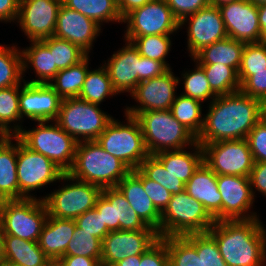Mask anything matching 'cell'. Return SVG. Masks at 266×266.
<instances>
[{"instance_id":"obj_57","label":"cell","mask_w":266,"mask_h":266,"mask_svg":"<svg viewBox=\"0 0 266 266\" xmlns=\"http://www.w3.org/2000/svg\"><path fill=\"white\" fill-rule=\"evenodd\" d=\"M113 266H135V256L127 257Z\"/></svg>"},{"instance_id":"obj_9","label":"cell","mask_w":266,"mask_h":266,"mask_svg":"<svg viewBox=\"0 0 266 266\" xmlns=\"http://www.w3.org/2000/svg\"><path fill=\"white\" fill-rule=\"evenodd\" d=\"M60 180L69 184L66 183L65 186L63 184L62 188L55 189L44 197H38L43 199L48 216L76 219L86 211L95 208L102 191L100 187L77 180L68 173H64Z\"/></svg>"},{"instance_id":"obj_33","label":"cell","mask_w":266,"mask_h":266,"mask_svg":"<svg viewBox=\"0 0 266 266\" xmlns=\"http://www.w3.org/2000/svg\"><path fill=\"white\" fill-rule=\"evenodd\" d=\"M62 4L94 20L100 26L103 22H123L117 0H62Z\"/></svg>"},{"instance_id":"obj_18","label":"cell","mask_w":266,"mask_h":266,"mask_svg":"<svg viewBox=\"0 0 266 266\" xmlns=\"http://www.w3.org/2000/svg\"><path fill=\"white\" fill-rule=\"evenodd\" d=\"M62 0H20L16 22L29 40L54 35Z\"/></svg>"},{"instance_id":"obj_43","label":"cell","mask_w":266,"mask_h":266,"mask_svg":"<svg viewBox=\"0 0 266 266\" xmlns=\"http://www.w3.org/2000/svg\"><path fill=\"white\" fill-rule=\"evenodd\" d=\"M193 70L182 73L184 92L181 94L194 98L202 103L210 100L211 103L217 95L211 90L204 70L196 63Z\"/></svg>"},{"instance_id":"obj_46","label":"cell","mask_w":266,"mask_h":266,"mask_svg":"<svg viewBox=\"0 0 266 266\" xmlns=\"http://www.w3.org/2000/svg\"><path fill=\"white\" fill-rule=\"evenodd\" d=\"M141 181L147 196L156 209L162 213L167 207L172 194L154 180L148 179L139 169L131 170Z\"/></svg>"},{"instance_id":"obj_45","label":"cell","mask_w":266,"mask_h":266,"mask_svg":"<svg viewBox=\"0 0 266 266\" xmlns=\"http://www.w3.org/2000/svg\"><path fill=\"white\" fill-rule=\"evenodd\" d=\"M64 256L101 258L102 241L75 225L74 233L69 241Z\"/></svg>"},{"instance_id":"obj_58","label":"cell","mask_w":266,"mask_h":266,"mask_svg":"<svg viewBox=\"0 0 266 266\" xmlns=\"http://www.w3.org/2000/svg\"><path fill=\"white\" fill-rule=\"evenodd\" d=\"M4 238H5V232H4L2 222L0 220V261L2 260V257H3Z\"/></svg>"},{"instance_id":"obj_35","label":"cell","mask_w":266,"mask_h":266,"mask_svg":"<svg viewBox=\"0 0 266 266\" xmlns=\"http://www.w3.org/2000/svg\"><path fill=\"white\" fill-rule=\"evenodd\" d=\"M118 93L113 89L106 68L101 65L98 69L88 70L79 98L94 104H101L107 97Z\"/></svg>"},{"instance_id":"obj_4","label":"cell","mask_w":266,"mask_h":266,"mask_svg":"<svg viewBox=\"0 0 266 266\" xmlns=\"http://www.w3.org/2000/svg\"><path fill=\"white\" fill-rule=\"evenodd\" d=\"M131 171L119 158L105 151L96 140L77 143L76 154L68 174L101 189L116 187Z\"/></svg>"},{"instance_id":"obj_23","label":"cell","mask_w":266,"mask_h":266,"mask_svg":"<svg viewBox=\"0 0 266 266\" xmlns=\"http://www.w3.org/2000/svg\"><path fill=\"white\" fill-rule=\"evenodd\" d=\"M101 28L94 20L61 4L53 36L77 45L89 55Z\"/></svg>"},{"instance_id":"obj_47","label":"cell","mask_w":266,"mask_h":266,"mask_svg":"<svg viewBox=\"0 0 266 266\" xmlns=\"http://www.w3.org/2000/svg\"><path fill=\"white\" fill-rule=\"evenodd\" d=\"M254 162H266V121L262 118L246 137Z\"/></svg>"},{"instance_id":"obj_30","label":"cell","mask_w":266,"mask_h":266,"mask_svg":"<svg viewBox=\"0 0 266 266\" xmlns=\"http://www.w3.org/2000/svg\"><path fill=\"white\" fill-rule=\"evenodd\" d=\"M244 46V42L227 37L205 46L191 59L197 64H224L238 72Z\"/></svg>"},{"instance_id":"obj_61","label":"cell","mask_w":266,"mask_h":266,"mask_svg":"<svg viewBox=\"0 0 266 266\" xmlns=\"http://www.w3.org/2000/svg\"><path fill=\"white\" fill-rule=\"evenodd\" d=\"M45 266H63L59 259H50Z\"/></svg>"},{"instance_id":"obj_40","label":"cell","mask_w":266,"mask_h":266,"mask_svg":"<svg viewBox=\"0 0 266 266\" xmlns=\"http://www.w3.org/2000/svg\"><path fill=\"white\" fill-rule=\"evenodd\" d=\"M171 35H148L139 37H124L125 41L131 42L143 57L162 62L168 69L170 65L166 57L172 46Z\"/></svg>"},{"instance_id":"obj_15","label":"cell","mask_w":266,"mask_h":266,"mask_svg":"<svg viewBox=\"0 0 266 266\" xmlns=\"http://www.w3.org/2000/svg\"><path fill=\"white\" fill-rule=\"evenodd\" d=\"M217 186L221 194V221L259 217L256 212H250L255 199L249 177L217 175Z\"/></svg>"},{"instance_id":"obj_28","label":"cell","mask_w":266,"mask_h":266,"mask_svg":"<svg viewBox=\"0 0 266 266\" xmlns=\"http://www.w3.org/2000/svg\"><path fill=\"white\" fill-rule=\"evenodd\" d=\"M31 46L22 48V67L23 77L24 72L28 68L36 73L37 79L25 80L27 83H48L60 71L54 64L53 52H50L49 47L42 40H30ZM26 70V71H25Z\"/></svg>"},{"instance_id":"obj_64","label":"cell","mask_w":266,"mask_h":266,"mask_svg":"<svg viewBox=\"0 0 266 266\" xmlns=\"http://www.w3.org/2000/svg\"><path fill=\"white\" fill-rule=\"evenodd\" d=\"M0 266H17V265H14V264H11V263H8L4 260H1L0 261Z\"/></svg>"},{"instance_id":"obj_5","label":"cell","mask_w":266,"mask_h":266,"mask_svg":"<svg viewBox=\"0 0 266 266\" xmlns=\"http://www.w3.org/2000/svg\"><path fill=\"white\" fill-rule=\"evenodd\" d=\"M135 118L148 154L186 149V146L190 149L196 143V137L173 117L170 109L140 112Z\"/></svg>"},{"instance_id":"obj_55","label":"cell","mask_w":266,"mask_h":266,"mask_svg":"<svg viewBox=\"0 0 266 266\" xmlns=\"http://www.w3.org/2000/svg\"><path fill=\"white\" fill-rule=\"evenodd\" d=\"M118 10L122 18H124L132 10L142 7L153 0H117Z\"/></svg>"},{"instance_id":"obj_16","label":"cell","mask_w":266,"mask_h":266,"mask_svg":"<svg viewBox=\"0 0 266 266\" xmlns=\"http://www.w3.org/2000/svg\"><path fill=\"white\" fill-rule=\"evenodd\" d=\"M159 239L155 229L110 231L102 241L101 266H113L127 257L142 255Z\"/></svg>"},{"instance_id":"obj_65","label":"cell","mask_w":266,"mask_h":266,"mask_svg":"<svg viewBox=\"0 0 266 266\" xmlns=\"http://www.w3.org/2000/svg\"><path fill=\"white\" fill-rule=\"evenodd\" d=\"M263 119L266 121V102L263 103Z\"/></svg>"},{"instance_id":"obj_62","label":"cell","mask_w":266,"mask_h":266,"mask_svg":"<svg viewBox=\"0 0 266 266\" xmlns=\"http://www.w3.org/2000/svg\"><path fill=\"white\" fill-rule=\"evenodd\" d=\"M248 1H250L252 4H254L256 6H259V5L266 3V0H248Z\"/></svg>"},{"instance_id":"obj_52","label":"cell","mask_w":266,"mask_h":266,"mask_svg":"<svg viewBox=\"0 0 266 266\" xmlns=\"http://www.w3.org/2000/svg\"><path fill=\"white\" fill-rule=\"evenodd\" d=\"M168 70L162 62L141 56V81L159 77Z\"/></svg>"},{"instance_id":"obj_66","label":"cell","mask_w":266,"mask_h":266,"mask_svg":"<svg viewBox=\"0 0 266 266\" xmlns=\"http://www.w3.org/2000/svg\"><path fill=\"white\" fill-rule=\"evenodd\" d=\"M263 42L266 43V35L263 38Z\"/></svg>"},{"instance_id":"obj_11","label":"cell","mask_w":266,"mask_h":266,"mask_svg":"<svg viewBox=\"0 0 266 266\" xmlns=\"http://www.w3.org/2000/svg\"><path fill=\"white\" fill-rule=\"evenodd\" d=\"M65 172L46 156L31 151L17 138L19 199L34 198L31 192L61 181Z\"/></svg>"},{"instance_id":"obj_19","label":"cell","mask_w":266,"mask_h":266,"mask_svg":"<svg viewBox=\"0 0 266 266\" xmlns=\"http://www.w3.org/2000/svg\"><path fill=\"white\" fill-rule=\"evenodd\" d=\"M95 208L101 213L103 224L109 231L153 229L129 206V202L117 187L102 189Z\"/></svg>"},{"instance_id":"obj_24","label":"cell","mask_w":266,"mask_h":266,"mask_svg":"<svg viewBox=\"0 0 266 266\" xmlns=\"http://www.w3.org/2000/svg\"><path fill=\"white\" fill-rule=\"evenodd\" d=\"M185 191L201 202L215 221H221V194L217 175L204 162L185 184Z\"/></svg>"},{"instance_id":"obj_34","label":"cell","mask_w":266,"mask_h":266,"mask_svg":"<svg viewBox=\"0 0 266 266\" xmlns=\"http://www.w3.org/2000/svg\"><path fill=\"white\" fill-rule=\"evenodd\" d=\"M89 55L79 63L60 70L49 82V85L62 98L78 97L89 70Z\"/></svg>"},{"instance_id":"obj_36","label":"cell","mask_w":266,"mask_h":266,"mask_svg":"<svg viewBox=\"0 0 266 266\" xmlns=\"http://www.w3.org/2000/svg\"><path fill=\"white\" fill-rule=\"evenodd\" d=\"M201 101L189 98L183 94L176 96L171 112L186 129H188L196 138L203 127L204 115H202Z\"/></svg>"},{"instance_id":"obj_13","label":"cell","mask_w":266,"mask_h":266,"mask_svg":"<svg viewBox=\"0 0 266 266\" xmlns=\"http://www.w3.org/2000/svg\"><path fill=\"white\" fill-rule=\"evenodd\" d=\"M122 23H127L123 37L172 35L180 23L165 0H153L128 13Z\"/></svg>"},{"instance_id":"obj_10","label":"cell","mask_w":266,"mask_h":266,"mask_svg":"<svg viewBox=\"0 0 266 266\" xmlns=\"http://www.w3.org/2000/svg\"><path fill=\"white\" fill-rule=\"evenodd\" d=\"M48 217L43 199L34 198L6 200L1 212L5 235L38 242Z\"/></svg>"},{"instance_id":"obj_1","label":"cell","mask_w":266,"mask_h":266,"mask_svg":"<svg viewBox=\"0 0 266 266\" xmlns=\"http://www.w3.org/2000/svg\"><path fill=\"white\" fill-rule=\"evenodd\" d=\"M192 266H266V227L258 218L215 221L191 250Z\"/></svg>"},{"instance_id":"obj_42","label":"cell","mask_w":266,"mask_h":266,"mask_svg":"<svg viewBox=\"0 0 266 266\" xmlns=\"http://www.w3.org/2000/svg\"><path fill=\"white\" fill-rule=\"evenodd\" d=\"M53 52L54 64L59 70L66 69L82 61L88 54L77 45L55 36L42 39Z\"/></svg>"},{"instance_id":"obj_56","label":"cell","mask_w":266,"mask_h":266,"mask_svg":"<svg viewBox=\"0 0 266 266\" xmlns=\"http://www.w3.org/2000/svg\"><path fill=\"white\" fill-rule=\"evenodd\" d=\"M258 17H259V26L261 29L262 36L266 35V3L257 6Z\"/></svg>"},{"instance_id":"obj_38","label":"cell","mask_w":266,"mask_h":266,"mask_svg":"<svg viewBox=\"0 0 266 266\" xmlns=\"http://www.w3.org/2000/svg\"><path fill=\"white\" fill-rule=\"evenodd\" d=\"M19 94L20 84L0 89V125L12 136H16L23 129L20 124L22 119L19 111ZM10 123L15 124L11 126Z\"/></svg>"},{"instance_id":"obj_22","label":"cell","mask_w":266,"mask_h":266,"mask_svg":"<svg viewBox=\"0 0 266 266\" xmlns=\"http://www.w3.org/2000/svg\"><path fill=\"white\" fill-rule=\"evenodd\" d=\"M118 49L103 64L117 93H132L141 82V55L131 42Z\"/></svg>"},{"instance_id":"obj_59","label":"cell","mask_w":266,"mask_h":266,"mask_svg":"<svg viewBox=\"0 0 266 266\" xmlns=\"http://www.w3.org/2000/svg\"><path fill=\"white\" fill-rule=\"evenodd\" d=\"M236 1H239V0H209L210 5H213L216 7H220V6H223L225 4H229L232 2H236Z\"/></svg>"},{"instance_id":"obj_37","label":"cell","mask_w":266,"mask_h":266,"mask_svg":"<svg viewBox=\"0 0 266 266\" xmlns=\"http://www.w3.org/2000/svg\"><path fill=\"white\" fill-rule=\"evenodd\" d=\"M205 72L211 90L217 95H228L239 91L241 84L238 72L224 64H198Z\"/></svg>"},{"instance_id":"obj_2","label":"cell","mask_w":266,"mask_h":266,"mask_svg":"<svg viewBox=\"0 0 266 266\" xmlns=\"http://www.w3.org/2000/svg\"><path fill=\"white\" fill-rule=\"evenodd\" d=\"M203 119L196 138L201 146L225 140L246 139L252 128L263 118V103L241 90L217 96Z\"/></svg>"},{"instance_id":"obj_6","label":"cell","mask_w":266,"mask_h":266,"mask_svg":"<svg viewBox=\"0 0 266 266\" xmlns=\"http://www.w3.org/2000/svg\"><path fill=\"white\" fill-rule=\"evenodd\" d=\"M52 122L37 121L36 128L28 131L24 128L16 137L31 151L46 156L67 173L73 165L78 142L55 121Z\"/></svg>"},{"instance_id":"obj_31","label":"cell","mask_w":266,"mask_h":266,"mask_svg":"<svg viewBox=\"0 0 266 266\" xmlns=\"http://www.w3.org/2000/svg\"><path fill=\"white\" fill-rule=\"evenodd\" d=\"M2 260L17 266H45L50 258L41 250L38 242L5 235Z\"/></svg>"},{"instance_id":"obj_12","label":"cell","mask_w":266,"mask_h":266,"mask_svg":"<svg viewBox=\"0 0 266 266\" xmlns=\"http://www.w3.org/2000/svg\"><path fill=\"white\" fill-rule=\"evenodd\" d=\"M202 149L203 162L216 175L250 176L254 160L246 139L204 144Z\"/></svg>"},{"instance_id":"obj_8","label":"cell","mask_w":266,"mask_h":266,"mask_svg":"<svg viewBox=\"0 0 266 266\" xmlns=\"http://www.w3.org/2000/svg\"><path fill=\"white\" fill-rule=\"evenodd\" d=\"M94 104L79 97L62 99L57 118L54 120L77 142L93 141L105 130L113 118Z\"/></svg>"},{"instance_id":"obj_27","label":"cell","mask_w":266,"mask_h":266,"mask_svg":"<svg viewBox=\"0 0 266 266\" xmlns=\"http://www.w3.org/2000/svg\"><path fill=\"white\" fill-rule=\"evenodd\" d=\"M75 225V219L48 216L38 240L41 250L50 259H59L64 256Z\"/></svg>"},{"instance_id":"obj_32","label":"cell","mask_w":266,"mask_h":266,"mask_svg":"<svg viewBox=\"0 0 266 266\" xmlns=\"http://www.w3.org/2000/svg\"><path fill=\"white\" fill-rule=\"evenodd\" d=\"M0 194L6 200L19 199L16 136L0 143Z\"/></svg>"},{"instance_id":"obj_29","label":"cell","mask_w":266,"mask_h":266,"mask_svg":"<svg viewBox=\"0 0 266 266\" xmlns=\"http://www.w3.org/2000/svg\"><path fill=\"white\" fill-rule=\"evenodd\" d=\"M190 148V150L194 149L193 152L181 149L162 151L155 154L165 169L185 184L203 163L202 146L196 142Z\"/></svg>"},{"instance_id":"obj_53","label":"cell","mask_w":266,"mask_h":266,"mask_svg":"<svg viewBox=\"0 0 266 266\" xmlns=\"http://www.w3.org/2000/svg\"><path fill=\"white\" fill-rule=\"evenodd\" d=\"M20 0H0V21L10 22L16 21L19 11Z\"/></svg>"},{"instance_id":"obj_7","label":"cell","mask_w":266,"mask_h":266,"mask_svg":"<svg viewBox=\"0 0 266 266\" xmlns=\"http://www.w3.org/2000/svg\"><path fill=\"white\" fill-rule=\"evenodd\" d=\"M124 117L126 124L113 117L96 141L109 154L119 158L131 170H135L149 154L138 120L126 113Z\"/></svg>"},{"instance_id":"obj_21","label":"cell","mask_w":266,"mask_h":266,"mask_svg":"<svg viewBox=\"0 0 266 266\" xmlns=\"http://www.w3.org/2000/svg\"><path fill=\"white\" fill-rule=\"evenodd\" d=\"M218 8L229 38L244 43L263 42L256 5L248 0H239Z\"/></svg>"},{"instance_id":"obj_50","label":"cell","mask_w":266,"mask_h":266,"mask_svg":"<svg viewBox=\"0 0 266 266\" xmlns=\"http://www.w3.org/2000/svg\"><path fill=\"white\" fill-rule=\"evenodd\" d=\"M244 94L266 102V71H253L240 89Z\"/></svg>"},{"instance_id":"obj_3","label":"cell","mask_w":266,"mask_h":266,"mask_svg":"<svg viewBox=\"0 0 266 266\" xmlns=\"http://www.w3.org/2000/svg\"><path fill=\"white\" fill-rule=\"evenodd\" d=\"M215 219L203 204L184 190L172 195L167 207L161 213L160 238L185 244L192 250L214 225Z\"/></svg>"},{"instance_id":"obj_48","label":"cell","mask_w":266,"mask_h":266,"mask_svg":"<svg viewBox=\"0 0 266 266\" xmlns=\"http://www.w3.org/2000/svg\"><path fill=\"white\" fill-rule=\"evenodd\" d=\"M76 225L87 233L103 241L104 237L110 232L103 224L101 213L96 209H90L75 219Z\"/></svg>"},{"instance_id":"obj_26","label":"cell","mask_w":266,"mask_h":266,"mask_svg":"<svg viewBox=\"0 0 266 266\" xmlns=\"http://www.w3.org/2000/svg\"><path fill=\"white\" fill-rule=\"evenodd\" d=\"M135 210L143 222L158 231L160 229L161 213L147 196L142 181L130 171L116 186Z\"/></svg>"},{"instance_id":"obj_63","label":"cell","mask_w":266,"mask_h":266,"mask_svg":"<svg viewBox=\"0 0 266 266\" xmlns=\"http://www.w3.org/2000/svg\"><path fill=\"white\" fill-rule=\"evenodd\" d=\"M6 199L0 194V216L1 212L3 210L4 204H5Z\"/></svg>"},{"instance_id":"obj_17","label":"cell","mask_w":266,"mask_h":266,"mask_svg":"<svg viewBox=\"0 0 266 266\" xmlns=\"http://www.w3.org/2000/svg\"><path fill=\"white\" fill-rule=\"evenodd\" d=\"M187 27V44L189 56L192 58L205 46L228 37L224 21L218 7L208 5L198 12L186 17L181 23Z\"/></svg>"},{"instance_id":"obj_41","label":"cell","mask_w":266,"mask_h":266,"mask_svg":"<svg viewBox=\"0 0 266 266\" xmlns=\"http://www.w3.org/2000/svg\"><path fill=\"white\" fill-rule=\"evenodd\" d=\"M138 169L148 178L166 188L172 195L185 190V183L168 172L162 162L149 154Z\"/></svg>"},{"instance_id":"obj_44","label":"cell","mask_w":266,"mask_h":266,"mask_svg":"<svg viewBox=\"0 0 266 266\" xmlns=\"http://www.w3.org/2000/svg\"><path fill=\"white\" fill-rule=\"evenodd\" d=\"M253 71H266V43H245L241 65L238 70L239 82L242 85Z\"/></svg>"},{"instance_id":"obj_39","label":"cell","mask_w":266,"mask_h":266,"mask_svg":"<svg viewBox=\"0 0 266 266\" xmlns=\"http://www.w3.org/2000/svg\"><path fill=\"white\" fill-rule=\"evenodd\" d=\"M20 47L0 44V89L24 82Z\"/></svg>"},{"instance_id":"obj_54","label":"cell","mask_w":266,"mask_h":266,"mask_svg":"<svg viewBox=\"0 0 266 266\" xmlns=\"http://www.w3.org/2000/svg\"><path fill=\"white\" fill-rule=\"evenodd\" d=\"M63 266H101V258L83 256H62L59 258Z\"/></svg>"},{"instance_id":"obj_14","label":"cell","mask_w":266,"mask_h":266,"mask_svg":"<svg viewBox=\"0 0 266 266\" xmlns=\"http://www.w3.org/2000/svg\"><path fill=\"white\" fill-rule=\"evenodd\" d=\"M172 69L166 71L163 75L141 81L135 90L130 94L136 103L125 108V113L136 116L144 111L169 110L176 99V88L180 83V78L173 74ZM176 76V77H175Z\"/></svg>"},{"instance_id":"obj_51","label":"cell","mask_w":266,"mask_h":266,"mask_svg":"<svg viewBox=\"0 0 266 266\" xmlns=\"http://www.w3.org/2000/svg\"><path fill=\"white\" fill-rule=\"evenodd\" d=\"M249 180L254 199L256 197L254 195L256 191L254 190H257L262 193L263 196H266V162H254Z\"/></svg>"},{"instance_id":"obj_25","label":"cell","mask_w":266,"mask_h":266,"mask_svg":"<svg viewBox=\"0 0 266 266\" xmlns=\"http://www.w3.org/2000/svg\"><path fill=\"white\" fill-rule=\"evenodd\" d=\"M135 266H192L191 250L179 241L160 238L142 255H135Z\"/></svg>"},{"instance_id":"obj_60","label":"cell","mask_w":266,"mask_h":266,"mask_svg":"<svg viewBox=\"0 0 266 266\" xmlns=\"http://www.w3.org/2000/svg\"><path fill=\"white\" fill-rule=\"evenodd\" d=\"M12 135H10L1 125H0V142H5Z\"/></svg>"},{"instance_id":"obj_20","label":"cell","mask_w":266,"mask_h":266,"mask_svg":"<svg viewBox=\"0 0 266 266\" xmlns=\"http://www.w3.org/2000/svg\"><path fill=\"white\" fill-rule=\"evenodd\" d=\"M20 84V117L31 121H54L60 110L62 98L48 83Z\"/></svg>"},{"instance_id":"obj_49","label":"cell","mask_w":266,"mask_h":266,"mask_svg":"<svg viewBox=\"0 0 266 266\" xmlns=\"http://www.w3.org/2000/svg\"><path fill=\"white\" fill-rule=\"evenodd\" d=\"M175 18L181 23L186 17L210 5L209 0H165Z\"/></svg>"}]
</instances>
